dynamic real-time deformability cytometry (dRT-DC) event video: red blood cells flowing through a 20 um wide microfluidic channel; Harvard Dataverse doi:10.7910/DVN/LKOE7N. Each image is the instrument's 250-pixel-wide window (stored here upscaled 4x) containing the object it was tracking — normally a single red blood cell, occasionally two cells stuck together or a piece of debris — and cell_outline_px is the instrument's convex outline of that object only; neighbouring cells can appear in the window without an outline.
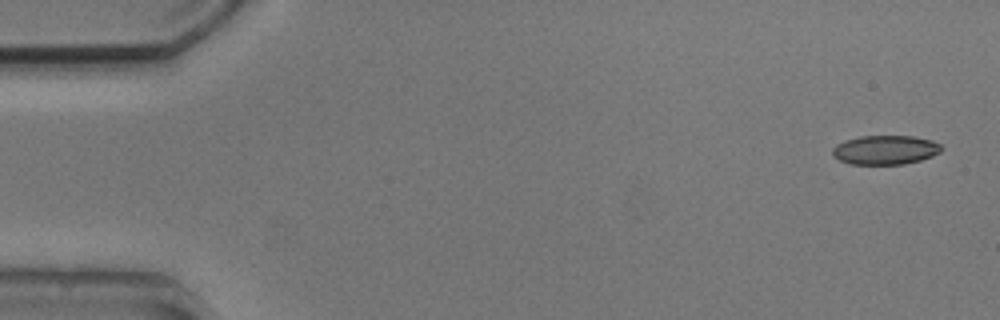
{"species": "common noctule bat (a hibernating species)", "species_latin": "Nyctalus noctula", "temperature_condition": "cold", "stored_images_in_passage": 6, "camera_frame_rate_fps": 3000, "um_per_image_px": 0.085, "animal": {"sex": "male", "body_mass_g": 20.5, "forearm_length_mm": 52.5}, "frame": {"image": 1, "passage_image": 1, "time_ms": 0.0, "image_size_px": [1000, 320], "cell_outline_px": [[944, 148], [940, 152], [932, 156], [920, 160], [904, 164], [848, 164], [832, 156], [832, 148], [836, 144], [844, 140], [860, 136], [912, 136], [932, 140], [940, 144]], "centroid_in_image_um": [75.23, 12.74], "position_along_channel_um": 9.8, "area_um2": 18.67}}
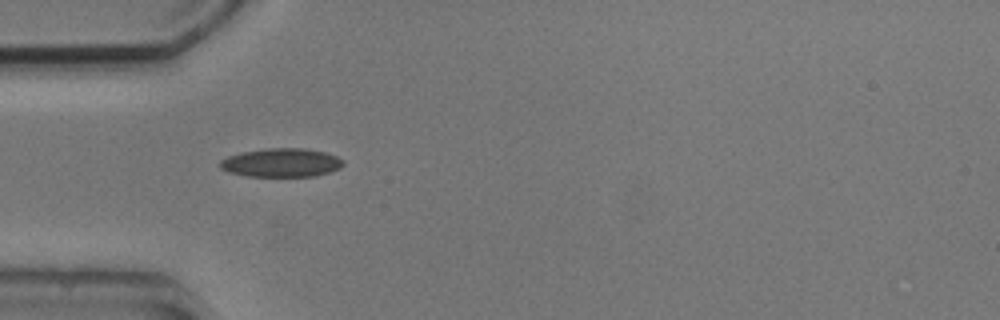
{"frame": {"image": 2, "passage_image": 5, "time_ms": 4.667, "image_size_px": [1000, 320], "cell_outline_px": [[344, 164], [340, 168], [316, 176], [248, 176], [228, 172], [220, 168], [220, 160], [228, 156], [244, 152], [264, 148], [304, 148], [324, 152], [336, 156], [344, 160]], "centroid_in_image_um": [23.92, 13.82], "position_along_channel_um": 61.1, "area_um2": 20.52}}